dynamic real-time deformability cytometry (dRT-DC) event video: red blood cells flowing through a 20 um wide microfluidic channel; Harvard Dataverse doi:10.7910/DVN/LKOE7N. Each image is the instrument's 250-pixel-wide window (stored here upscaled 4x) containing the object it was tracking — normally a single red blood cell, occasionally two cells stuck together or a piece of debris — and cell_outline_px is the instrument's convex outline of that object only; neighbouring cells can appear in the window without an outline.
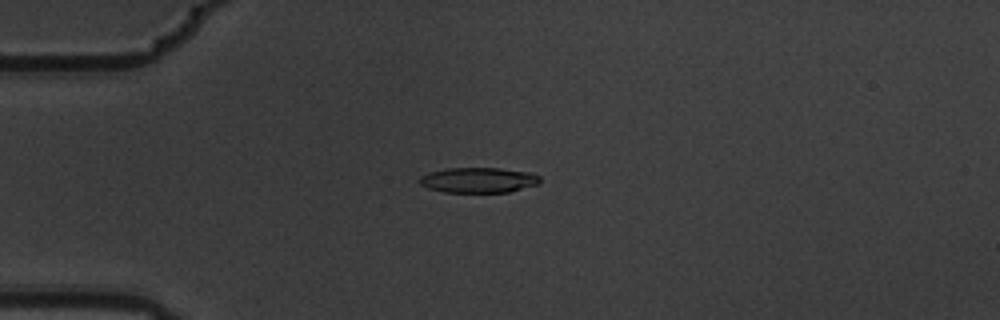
{"species": "common noctule bat (a hibernating species)", "species_latin": "Nyctalus noctula", "temperature_condition": "warm", "stored_images_in_passage": 6, "camera_frame_rate_fps": 3000, "um_per_image_px": 0.085, "animal": {"sex": "male", "body_mass_g": 19.5, "forearm_length_mm": 54.6}, "frame": {"image": 1, "passage_image": 3, "time_ms": 0.667, "image_size_px": [1000, 320], "cell_outline_px": [[540, 184], [508, 192], [444, 192], [428, 188], [420, 184], [416, 180], [420, 176], [428, 172], [448, 168], [500, 168], [532, 172], [540, 176]], "centroid_in_image_um": [40.67, 15.3], "position_along_channel_um": 44.3, "area_um2": 17.98}}
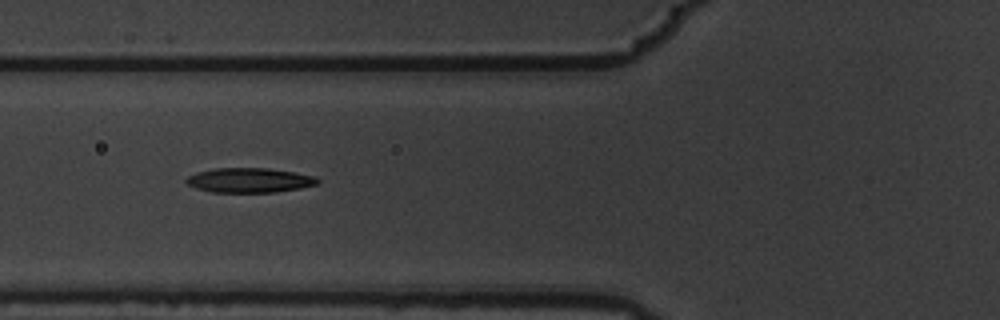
{"frame": {"image": 2, "passage_image": 5, "time_ms": 1.333, "image_size_px": [1000, 320], "cell_outline_px": [[320, 180], [316, 184], [300, 188], [276, 192], [212, 192], [196, 188], [188, 184], [184, 180], [188, 176], [196, 172], [212, 168], [268, 168], [296, 172], [316, 176]], "centroid_in_image_um": [21.2, 15.31], "position_along_channel_um": 104.6, "area_um2": 18.96}}
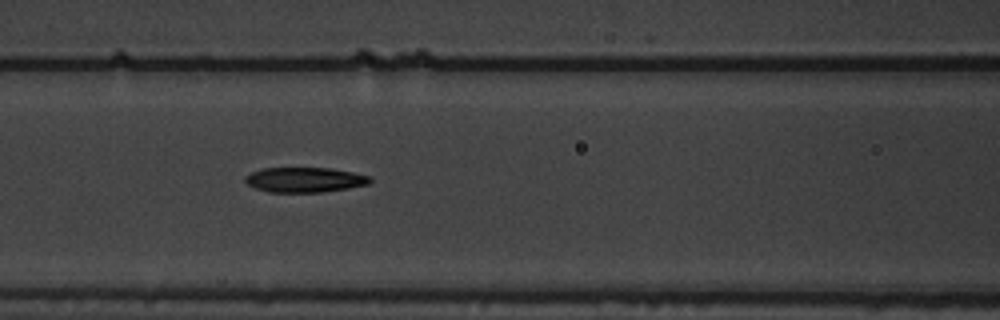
{"frame": {"image": 3, "passage_image": 6, "time_ms": 1.667, "image_size_px": [1000, 320], "cell_outline_px": [[372, 180], [368, 184], [348, 188], [320, 192], [268, 192], [256, 188], [248, 184], [244, 180], [244, 176], [260, 168], [332, 168], [372, 176]], "centroid_in_image_um": [25.9, 15.27], "position_along_channel_um": 140.7, "area_um2": 18.21}}